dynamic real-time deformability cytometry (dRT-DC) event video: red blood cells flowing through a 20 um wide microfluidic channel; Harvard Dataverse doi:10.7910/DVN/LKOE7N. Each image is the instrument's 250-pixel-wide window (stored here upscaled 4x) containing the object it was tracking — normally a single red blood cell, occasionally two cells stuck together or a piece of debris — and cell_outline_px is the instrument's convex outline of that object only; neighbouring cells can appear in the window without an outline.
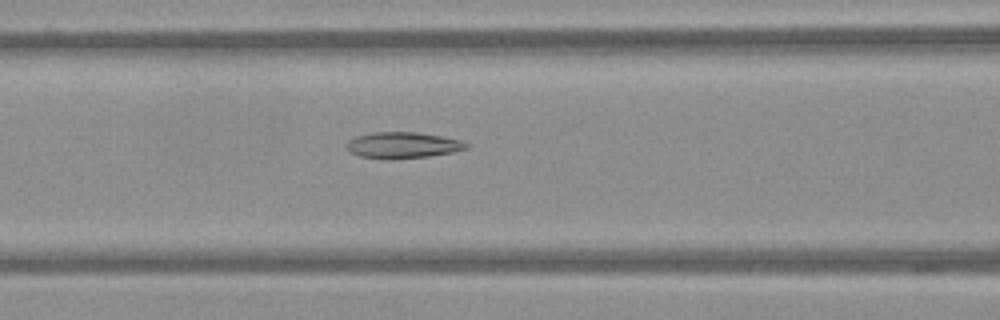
{"species": "Egyptian fruit bat (a non-hibernating species)", "species_latin": "Rousettus aegyptiacus", "temperature_condition": "warm", "stored_images_in_passage": 46, "camera_frame_rate_fps": 3000, "um_per_image_px": 0.085, "frame": {"image": 1, "passage_image": 13, "time_ms": 4.0, "image_size_px": [1000, 320], "cell_outline_px": [[468, 148], [452, 152], [428, 156], [360, 156], [352, 152], [348, 148], [348, 140], [356, 136], [376, 132], [416, 132], [440, 136], [460, 140], [468, 144]], "centroid_in_image_um": [34.29, 12.28], "position_along_channel_um": 132.3, "area_um2": 17.05}}
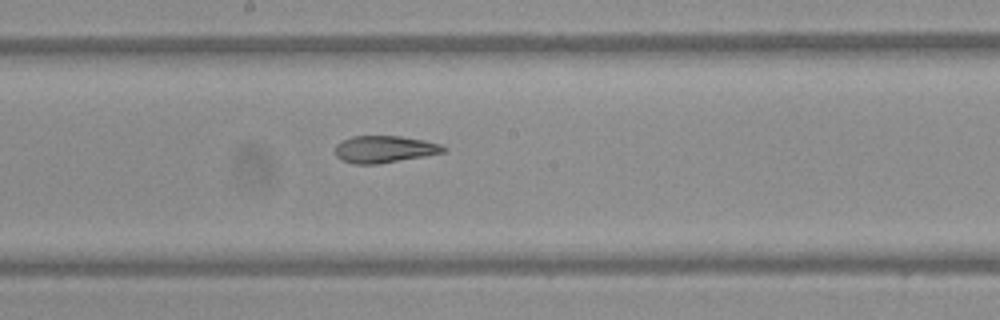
{"frame": {"image": 2, "passage_image": 20, "time_ms": 6.333, "image_size_px": [1000, 320], "cell_outline_px": [[448, 148], [444, 152], [424, 156], [380, 164], [352, 164], [340, 160], [336, 156], [336, 144], [352, 136], [400, 136], [424, 140], [440, 144]], "centroid_in_image_um": [32.67, 12.69], "position_along_channel_um": 215.5, "area_um2": 17.11}}
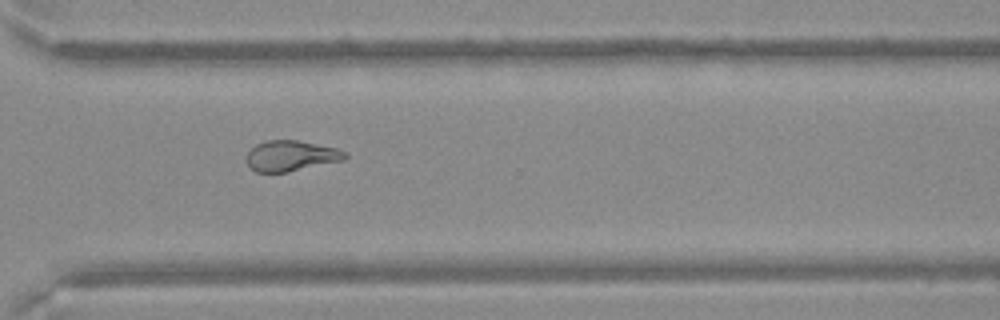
{"frame": {"image": 3, "passage_image": 31, "time_ms": 10.0, "image_size_px": [1000, 320], "cell_outline_px": [[348, 156], [344, 160], [288, 172], [256, 172], [244, 160], [248, 152], [256, 144], [268, 140], [296, 140], [336, 148], [348, 152]], "centroid_in_image_um": [24.74, 13.25], "position_along_channel_um": 345.9, "area_um2": 17.57}}